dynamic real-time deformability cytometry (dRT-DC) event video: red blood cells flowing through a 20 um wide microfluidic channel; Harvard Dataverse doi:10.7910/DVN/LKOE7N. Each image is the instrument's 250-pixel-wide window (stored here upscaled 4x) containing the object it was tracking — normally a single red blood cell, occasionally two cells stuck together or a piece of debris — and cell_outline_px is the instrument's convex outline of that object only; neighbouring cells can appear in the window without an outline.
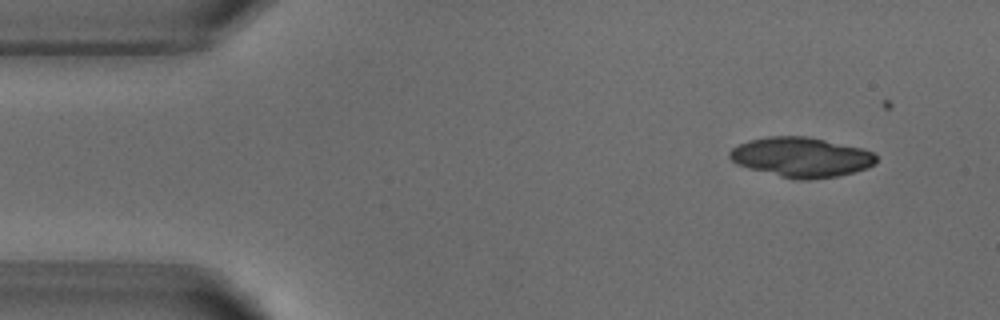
{"species": "common noctule bat (a hibernating species)", "species_latin": "Nyctalus noctula", "temperature_condition": "warm", "stored_images_in_passage": 4, "camera_frame_rate_fps": 3000, "um_per_image_px": 0.085, "animal": {"sex": "male", "body_mass_g": 18.8}, "frame": {"image": 1, "passage_image": 1, "time_ms": 0.0, "image_size_px": [1000, 320], "cell_outline_px": [[876, 164], [868, 168], [836, 176], [808, 180], [800, 180], [780, 176], [748, 168], [736, 164], [728, 156], [728, 152], [732, 148], [748, 140], [768, 136], [808, 136], [864, 148], [872, 152], [876, 156]], "centroid_in_image_um": [68.11, 13.35], "position_along_channel_um": 16.9, "area_um2": 34.1}}